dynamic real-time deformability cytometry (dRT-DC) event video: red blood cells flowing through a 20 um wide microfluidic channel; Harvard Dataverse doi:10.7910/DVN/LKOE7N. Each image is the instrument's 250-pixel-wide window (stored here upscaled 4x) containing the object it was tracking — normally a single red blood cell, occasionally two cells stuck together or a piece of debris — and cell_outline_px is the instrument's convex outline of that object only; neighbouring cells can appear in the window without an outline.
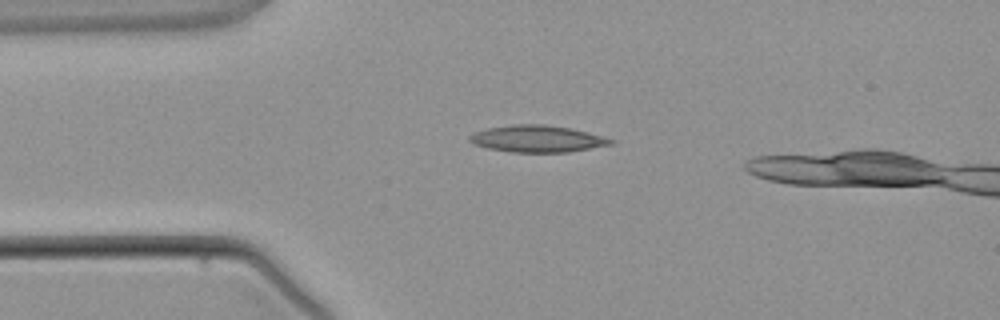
{"species": "common noctule bat (a hibernating species)", "species_latin": "Nyctalus noctula", "temperature_condition": "warm", "stored_images_in_passage": 2, "camera_frame_rate_fps": 3000, "um_per_image_px": 0.085, "animal": {"sex": "male", "body_mass_g": 21.5, "forearm_length_mm": 52.0}, "frame": {"image": 1, "passage_image": 1, "time_ms": 0.0, "image_size_px": [1000, 320], "cell_outline_px": [[616, 140], [612, 144], [568, 152], [512, 152], [488, 148], [476, 144], [468, 140], [468, 136], [472, 132], [488, 128], [512, 124], [544, 124], [572, 128], [588, 132]], "centroid_in_image_um": [45.66, 11.78], "position_along_channel_um": 39.3, "area_um2": 22.08}}